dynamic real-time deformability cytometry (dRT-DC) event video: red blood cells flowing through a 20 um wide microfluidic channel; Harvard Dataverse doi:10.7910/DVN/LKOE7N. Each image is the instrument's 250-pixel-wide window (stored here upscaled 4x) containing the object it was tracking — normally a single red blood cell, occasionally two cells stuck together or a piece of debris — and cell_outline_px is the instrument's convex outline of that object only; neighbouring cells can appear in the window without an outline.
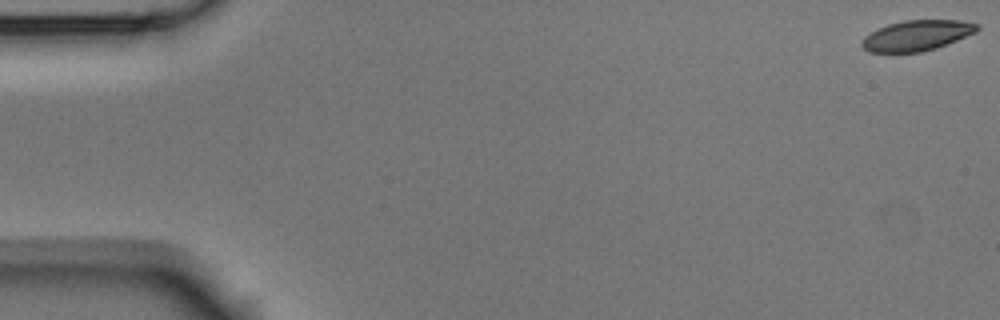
{"species": "Egyptian fruit bat (a non-hibernating species)", "species_latin": "Rousettus aegyptiacus", "temperature_condition": "room temperature", "stored_images_in_passage": 3, "camera_frame_rate_fps": 3000, "um_per_image_px": 0.085, "animal": {"sex": "male"}, "frame": {"image": 1, "passage_image": 1, "time_ms": 0.0, "image_size_px": [1000, 320], "cell_outline_px": [[980, 28], [976, 32], [936, 48], [920, 52], [868, 52], [860, 44], [864, 36], [888, 24], [904, 20], [960, 20], [980, 24]], "centroid_in_image_um": [77.94, 3.01], "position_along_channel_um": 7.1, "area_um2": 20.35}}